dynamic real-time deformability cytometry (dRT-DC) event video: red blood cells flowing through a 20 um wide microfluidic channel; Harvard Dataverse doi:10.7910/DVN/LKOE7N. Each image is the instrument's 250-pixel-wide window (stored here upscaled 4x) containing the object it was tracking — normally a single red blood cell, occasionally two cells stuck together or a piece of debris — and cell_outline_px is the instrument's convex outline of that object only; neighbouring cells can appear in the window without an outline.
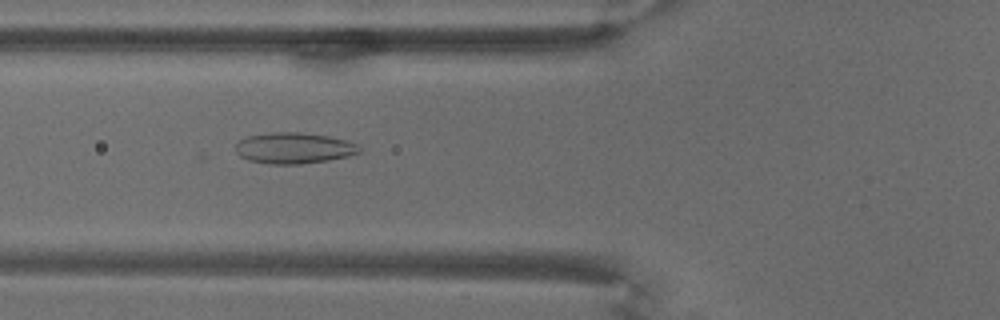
{"species": "common noctule bat (a hibernating species)", "species_latin": "Nyctalus noctula", "temperature_condition": "warm", "stored_images_in_passage": 40, "camera_frame_rate_fps": 3000, "um_per_image_px": 0.085, "animal": {"sex": "male", "body_mass_g": 18.8}, "frame": {"image": 1, "passage_image": 4, "time_ms": 1.0, "image_size_px": [1000, 320], "cell_outline_px": [[360, 152], [348, 156], [328, 160], [300, 164], [272, 164], [248, 160], [240, 156], [236, 152], [236, 144], [240, 140], [248, 136], [276, 132], [300, 132], [328, 136], [344, 140], [356, 144], [360, 148]], "centroid_in_image_um": [24.97, 12.59], "position_along_channel_um": 100.8, "area_um2": 22.14}}
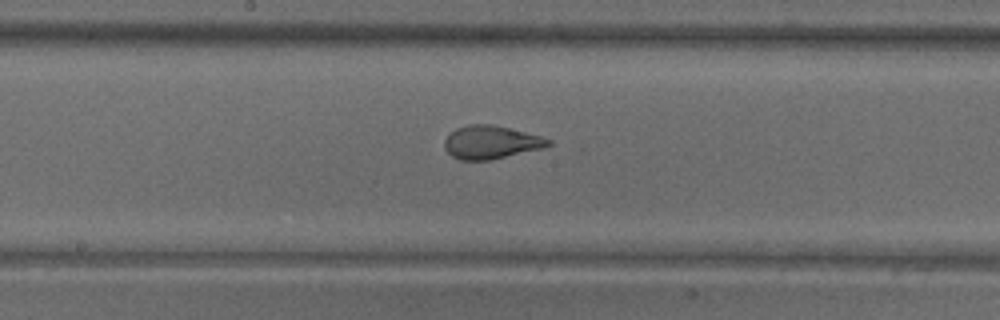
{"frame": {"image": 2, "passage_image": 15, "time_ms": 4.667, "image_size_px": [1000, 320], "cell_outline_px": [[552, 144], [544, 148], [488, 160], [460, 160], [452, 156], [444, 148], [444, 140], [456, 128], [468, 124], [492, 124], [540, 136], [552, 140]], "centroid_in_image_um": [41.72, 12.09], "position_along_channel_um": 206.5, "area_um2": 19.94}}
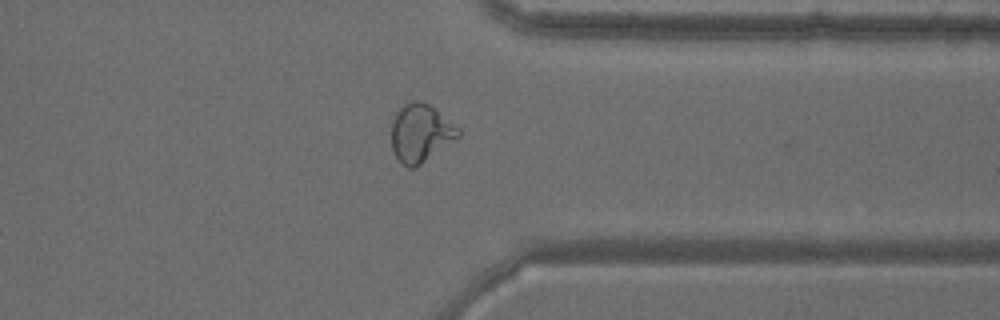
{"frame": {"image": 3, "passage_image": 33, "time_ms": 10.667, "image_size_px": [1000, 320], "cell_outline_px": [[460, 136], [416, 168], [408, 168], [400, 164], [392, 148], [392, 120], [396, 112], [404, 104], [412, 100], [416, 100], [428, 104], [460, 128]], "centroid_in_image_um": [35.74, 11.33], "position_along_channel_um": 375.7, "area_um2": 22.6}}